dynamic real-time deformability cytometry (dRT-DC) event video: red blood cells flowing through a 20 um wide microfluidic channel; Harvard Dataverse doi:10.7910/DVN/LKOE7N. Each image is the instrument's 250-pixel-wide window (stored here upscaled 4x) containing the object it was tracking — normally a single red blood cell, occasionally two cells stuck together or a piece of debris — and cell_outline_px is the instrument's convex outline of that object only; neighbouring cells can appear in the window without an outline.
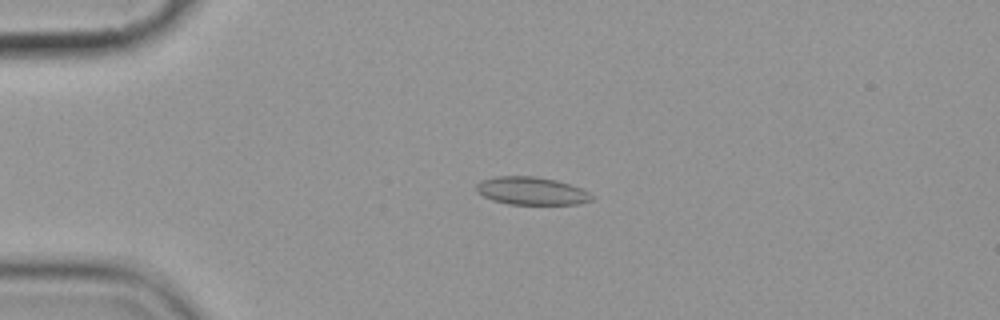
{"species": "common noctule bat (a hibernating species)", "species_latin": "Nyctalus noctula", "temperature_condition": "cold", "stored_images_in_passage": 4, "camera_frame_rate_fps": 3000, "um_per_image_px": 0.085, "animal": {"sex": "female", "body_mass_g": 19.9}, "frame": {"image": 1, "passage_image": 3, "time_ms": 2.333, "image_size_px": [1000, 320], "cell_outline_px": [[592, 200], [580, 204], [508, 204], [492, 200], [484, 196], [476, 188], [476, 184], [484, 180], [496, 176], [532, 176], [556, 180], [580, 188], [588, 192], [592, 196]], "centroid_in_image_um": [45.18, 16.23], "position_along_channel_um": 39.8, "area_um2": 18.44}}